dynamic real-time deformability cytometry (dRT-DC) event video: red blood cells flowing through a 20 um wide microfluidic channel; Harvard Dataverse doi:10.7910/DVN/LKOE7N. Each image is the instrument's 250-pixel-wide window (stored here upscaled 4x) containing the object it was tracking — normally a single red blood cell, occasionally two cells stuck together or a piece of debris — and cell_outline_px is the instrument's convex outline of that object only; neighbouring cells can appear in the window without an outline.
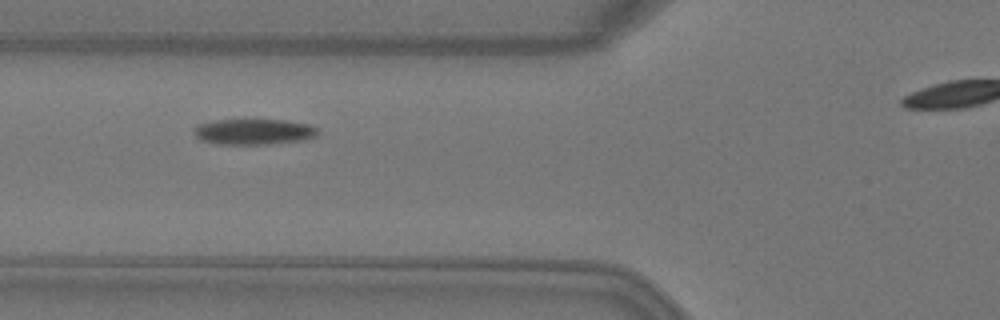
{"species": "Egyptian fruit bat (a non-hibernating species)", "species_latin": "Rousettus aegyptiacus", "temperature_condition": "warm", "stored_images_in_passage": 4, "camera_frame_rate_fps": 3000, "um_per_image_px": 0.085, "animal": {"sex": "female"}, "frame": {"image": 1, "passage_image": 2, "time_ms": 0.333, "image_size_px": [1000, 320], "cell_outline_px": [[320, 132], [316, 136], [304, 140], [268, 144], [216, 144], [200, 140], [192, 132], [192, 128], [196, 124], [216, 120], [288, 120], [308, 124], [320, 128]], "centroid_in_image_um": [21.57, 11.19], "position_along_channel_um": 104.2, "area_um2": 18.9}}